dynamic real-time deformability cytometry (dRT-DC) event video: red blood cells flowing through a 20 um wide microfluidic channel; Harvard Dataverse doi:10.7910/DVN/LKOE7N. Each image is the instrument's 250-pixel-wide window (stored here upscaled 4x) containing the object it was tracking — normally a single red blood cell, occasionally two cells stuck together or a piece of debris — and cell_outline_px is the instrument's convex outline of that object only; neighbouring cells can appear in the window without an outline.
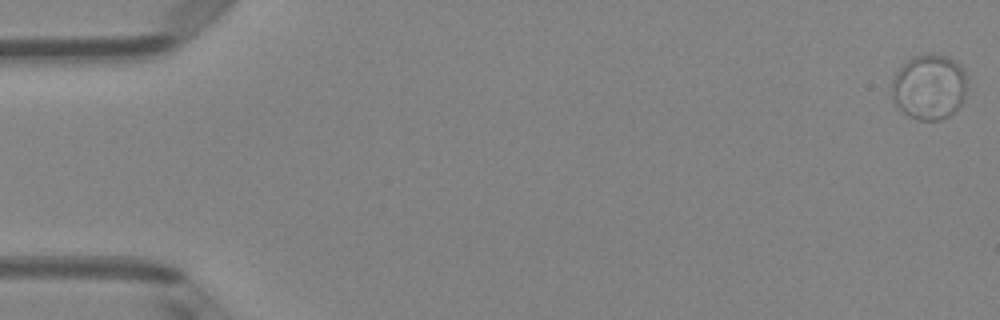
{"species": "Egyptian fruit bat (a non-hibernating species)", "species_latin": "Rousettus aegyptiacus", "temperature_condition": "room temperature", "stored_images_in_passage": 52, "camera_frame_rate_fps": 3000, "um_per_image_px": 0.085, "animal": {"sex": "female"}, "frame": {"image": 1, "passage_image": 1, "time_ms": 0.0, "image_size_px": [1000, 320], "cell_outline_px": [[968, 80], [964, 100], [948, 116], [940, 120], [920, 120], [904, 112], [896, 104], [892, 96], [892, 80], [896, 72], [908, 60], [916, 56], [944, 56], [960, 64]], "centroid_in_image_um": [79.0, 7.41], "position_along_channel_um": 6.0, "area_um2": 28.09}}
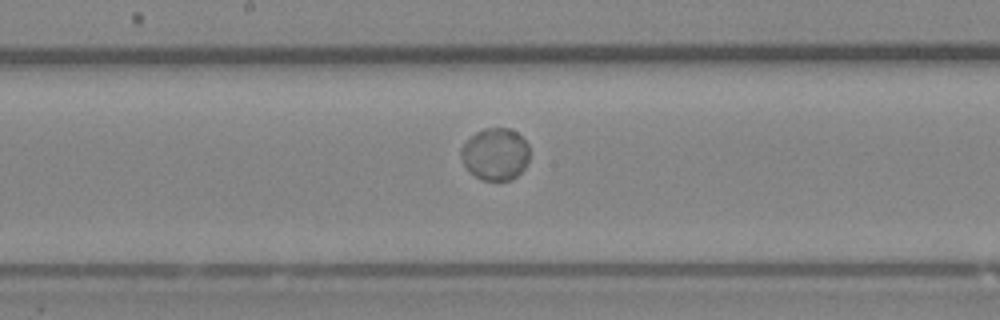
{"frame": {"image": 2, "passage_image": 28, "time_ms": 9.0, "image_size_px": [1000, 320], "cell_outline_px": [[528, 160], [524, 168], [512, 180], [480, 180], [464, 164], [460, 156], [460, 148], [476, 132], [484, 128], [508, 128], [516, 132], [528, 144]], "centroid_in_image_um": [42.1, 13.1], "position_along_channel_um": 206.1, "area_um2": 20.58}}
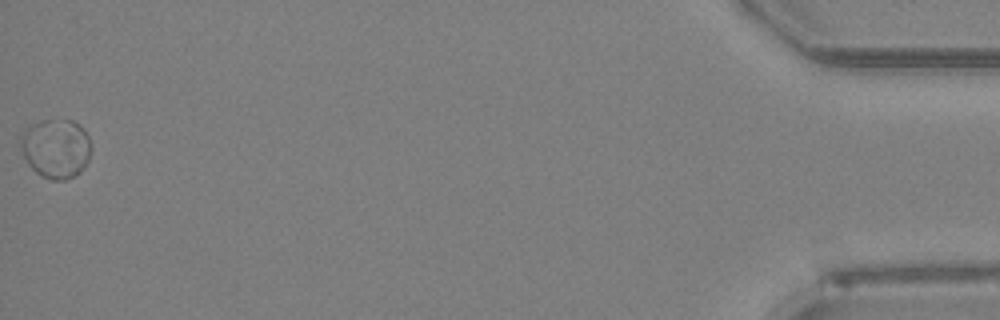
{"frame": {"image": 3, "passage_image": 52, "time_ms": 17.0, "image_size_px": [1000, 320], "cell_outline_px": [[88, 160], [80, 172], [64, 180], [52, 180], [40, 176], [28, 164], [24, 156], [20, 140], [20, 136], [28, 128], [44, 120], [72, 120], [80, 124], [84, 128], [88, 136]], "centroid_in_image_um": [4.75, 12.62], "position_along_channel_um": 430.5, "area_um2": 23.87}, "authors_computed_cell_mechanics": {"area_um2": 22.5998, "velocity_mm_per_s": 3.9642, "shape_relaxation_time_tau1_ms": 2.0252, "shape_relaxation_time_tau2_ms": null, "deformation_change_tau1": 0.0188, "deformation_change_tau2": null}}